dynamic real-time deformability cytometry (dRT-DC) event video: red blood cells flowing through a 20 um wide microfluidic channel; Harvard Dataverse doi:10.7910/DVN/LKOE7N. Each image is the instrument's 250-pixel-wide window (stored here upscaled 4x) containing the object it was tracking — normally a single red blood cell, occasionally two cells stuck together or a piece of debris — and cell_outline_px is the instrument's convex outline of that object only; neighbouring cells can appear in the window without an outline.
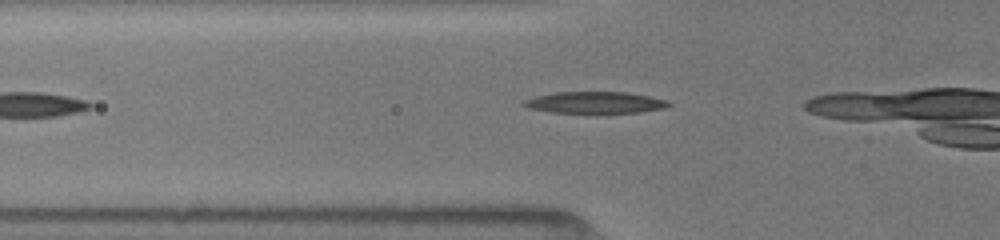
{"species": "common noctule bat (a hibernating species)", "species_latin": "Nyctalus noctula", "temperature_condition": "room temperature", "stored_images_in_passage": 7, "camera_frame_rate_fps": 3000, "um_per_image_px": 0.085, "animal": {"sex": "female", "body_mass_g": 19.5, "forearm_length_mm": 54.1}, "frame": {"image": 1, "passage_image": 3, "time_ms": 0.667, "image_size_px": [1000, 240], "cell_outline_px": [[672, 104], [664, 108], [640, 112], [552, 112], [528, 108], [520, 104], [524, 100], [536, 96], [556, 92], [628, 92], [668, 100]], "centroid_in_image_um": [50.58, 8.7], "position_along_channel_um": 75.2, "area_um2": 18.03}}
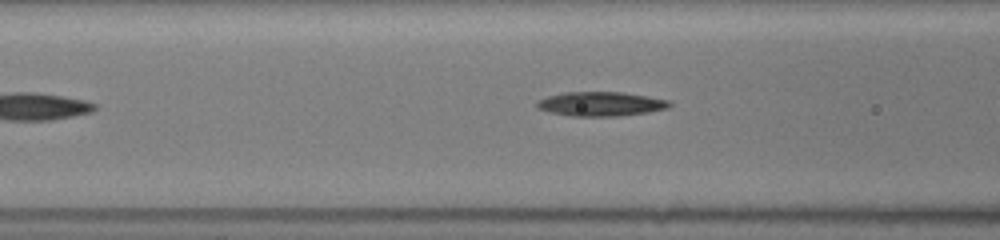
{"frame": {"image": 2, "passage_image": 6, "time_ms": 1.667, "image_size_px": [1000, 240], "cell_outline_px": [[672, 104], [668, 108], [648, 112], [620, 116], [572, 116], [548, 112], [536, 108], [536, 100], [548, 96], [564, 92], [624, 92], [648, 96], [668, 100]], "centroid_in_image_um": [51.04, 8.83], "position_along_channel_um": 115.6, "area_um2": 18.9}}